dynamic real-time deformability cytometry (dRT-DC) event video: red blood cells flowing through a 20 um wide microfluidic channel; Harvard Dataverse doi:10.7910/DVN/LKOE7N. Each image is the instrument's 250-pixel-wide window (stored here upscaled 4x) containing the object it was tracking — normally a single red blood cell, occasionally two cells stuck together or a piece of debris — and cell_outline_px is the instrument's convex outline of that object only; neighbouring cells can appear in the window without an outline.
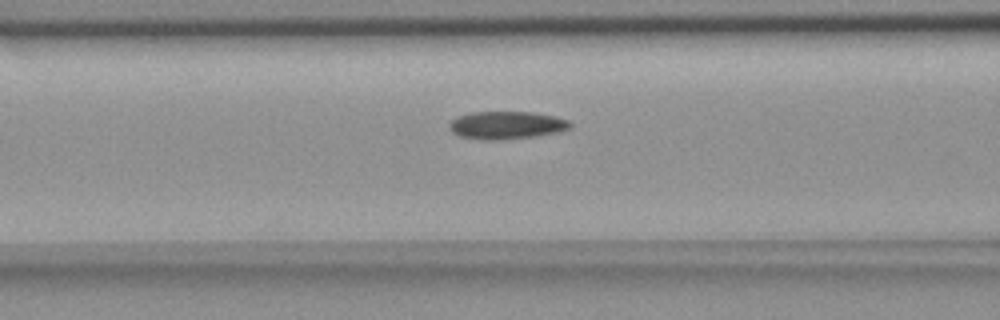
{"species": "common noctule bat (a hibernating species)", "species_latin": "Nyctalus noctula", "temperature_condition": "room temperature", "stored_images_in_passage": 39, "camera_frame_rate_fps": 3000, "um_per_image_px": 0.085, "animal": {"sex": "female", "body_mass_g": 18.4}, "frame": {"image": 1, "passage_image": 6, "time_ms": 1.667, "image_size_px": [1000, 320], "cell_outline_px": [[572, 124], [568, 128], [556, 132], [532, 136], [496, 140], [484, 140], [460, 136], [452, 132], [448, 128], [448, 124], [456, 116], [472, 112], [532, 112], [556, 116], [568, 120]], "centroid_in_image_um": [43.0, 10.63], "position_along_channel_um": 123.6, "area_um2": 19.42}}
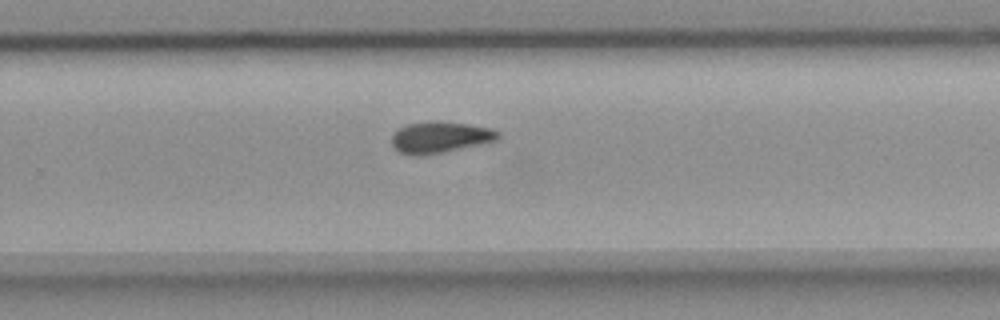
{"frame": {"image": 2, "passage_image": 20, "time_ms": 6.333, "image_size_px": [1000, 320], "cell_outline_px": [[500, 140], [424, 156], [420, 156], [400, 152], [392, 144], [392, 132], [396, 128], [408, 124], [432, 120], [440, 120], [468, 124], [492, 128], [500, 132]], "centroid_in_image_um": [37.42, 11.64], "position_along_channel_um": 292.4, "area_um2": 19.77}}
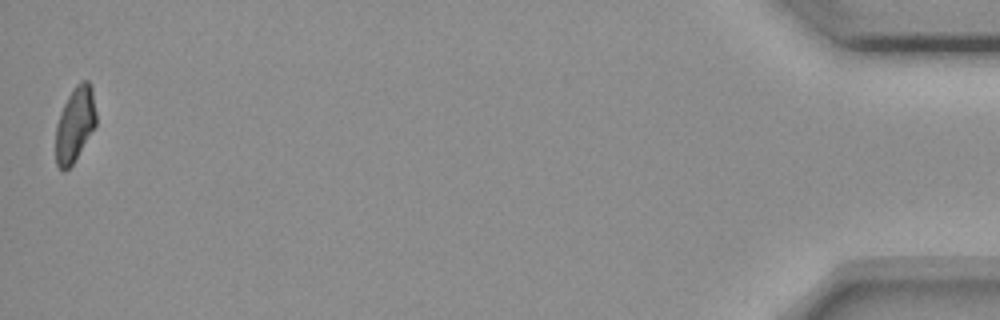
{"frame": {"image": 3, "passage_image": 39, "time_ms": 12.667, "image_size_px": [1000, 320], "cell_outline_px": [[96, 124], [72, 164], [64, 172], [56, 164], [56, 124], [60, 112], [72, 88], [80, 80], [88, 80], [92, 88], [96, 112]], "centroid_in_image_um": [6.36, 10.52], "position_along_channel_um": 428.8, "area_um2": 17.51}, "authors_computed_cell_mechanics": {"area_um2": 19.1896, "velocity_mm_per_s": 3.6297, "shape_relaxation_time_tau1_ms": null, "shape_relaxation_time_tau2_ms": 11.3854, "deformation_change_tau1": null, "deformation_change_tau2": 0.168}}